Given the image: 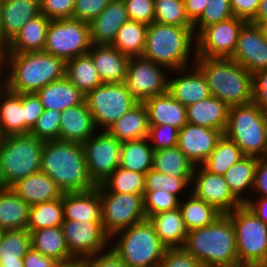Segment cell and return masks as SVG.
Returning <instances> with one entry per match:
<instances>
[{"mask_svg": "<svg viewBox=\"0 0 267 267\" xmlns=\"http://www.w3.org/2000/svg\"><path fill=\"white\" fill-rule=\"evenodd\" d=\"M44 109L63 112L67 108L85 102V94L65 76L53 81L36 92Z\"/></svg>", "mask_w": 267, "mask_h": 267, "instance_id": "obj_29", "label": "cell"}, {"mask_svg": "<svg viewBox=\"0 0 267 267\" xmlns=\"http://www.w3.org/2000/svg\"><path fill=\"white\" fill-rule=\"evenodd\" d=\"M194 65L203 73L211 96L229 107L254 101L253 75L235 60L196 57Z\"/></svg>", "mask_w": 267, "mask_h": 267, "instance_id": "obj_4", "label": "cell"}, {"mask_svg": "<svg viewBox=\"0 0 267 267\" xmlns=\"http://www.w3.org/2000/svg\"><path fill=\"white\" fill-rule=\"evenodd\" d=\"M242 157L241 149L223 134L203 166L209 172L223 176Z\"/></svg>", "mask_w": 267, "mask_h": 267, "instance_id": "obj_45", "label": "cell"}, {"mask_svg": "<svg viewBox=\"0 0 267 267\" xmlns=\"http://www.w3.org/2000/svg\"><path fill=\"white\" fill-rule=\"evenodd\" d=\"M158 267H202L184 247L166 248Z\"/></svg>", "mask_w": 267, "mask_h": 267, "instance_id": "obj_52", "label": "cell"}, {"mask_svg": "<svg viewBox=\"0 0 267 267\" xmlns=\"http://www.w3.org/2000/svg\"><path fill=\"white\" fill-rule=\"evenodd\" d=\"M152 169L174 177L192 178L195 165L176 146L154 150Z\"/></svg>", "mask_w": 267, "mask_h": 267, "instance_id": "obj_40", "label": "cell"}, {"mask_svg": "<svg viewBox=\"0 0 267 267\" xmlns=\"http://www.w3.org/2000/svg\"><path fill=\"white\" fill-rule=\"evenodd\" d=\"M8 89L14 93H36L66 76V61L42 52L4 53Z\"/></svg>", "mask_w": 267, "mask_h": 267, "instance_id": "obj_3", "label": "cell"}, {"mask_svg": "<svg viewBox=\"0 0 267 267\" xmlns=\"http://www.w3.org/2000/svg\"><path fill=\"white\" fill-rule=\"evenodd\" d=\"M85 267H128L110 248L107 251L83 259Z\"/></svg>", "mask_w": 267, "mask_h": 267, "instance_id": "obj_57", "label": "cell"}, {"mask_svg": "<svg viewBox=\"0 0 267 267\" xmlns=\"http://www.w3.org/2000/svg\"><path fill=\"white\" fill-rule=\"evenodd\" d=\"M41 13L50 20L73 18L75 0H40Z\"/></svg>", "mask_w": 267, "mask_h": 267, "instance_id": "obj_55", "label": "cell"}, {"mask_svg": "<svg viewBox=\"0 0 267 267\" xmlns=\"http://www.w3.org/2000/svg\"><path fill=\"white\" fill-rule=\"evenodd\" d=\"M91 56L102 83H123L126 78L130 57L111 45H93Z\"/></svg>", "mask_w": 267, "mask_h": 267, "instance_id": "obj_24", "label": "cell"}, {"mask_svg": "<svg viewBox=\"0 0 267 267\" xmlns=\"http://www.w3.org/2000/svg\"><path fill=\"white\" fill-rule=\"evenodd\" d=\"M61 228L74 259H86L109 248L110 238L103 230L102 221L64 220Z\"/></svg>", "mask_w": 267, "mask_h": 267, "instance_id": "obj_15", "label": "cell"}, {"mask_svg": "<svg viewBox=\"0 0 267 267\" xmlns=\"http://www.w3.org/2000/svg\"><path fill=\"white\" fill-rule=\"evenodd\" d=\"M93 116L86 102L61 112L59 140L81 143L96 133Z\"/></svg>", "mask_w": 267, "mask_h": 267, "instance_id": "obj_23", "label": "cell"}, {"mask_svg": "<svg viewBox=\"0 0 267 267\" xmlns=\"http://www.w3.org/2000/svg\"><path fill=\"white\" fill-rule=\"evenodd\" d=\"M142 56L168 68L170 72L194 65L197 55L193 27L152 22L147 28Z\"/></svg>", "mask_w": 267, "mask_h": 267, "instance_id": "obj_2", "label": "cell"}, {"mask_svg": "<svg viewBox=\"0 0 267 267\" xmlns=\"http://www.w3.org/2000/svg\"><path fill=\"white\" fill-rule=\"evenodd\" d=\"M131 21L150 25L154 22L155 0H123Z\"/></svg>", "mask_w": 267, "mask_h": 267, "instance_id": "obj_53", "label": "cell"}, {"mask_svg": "<svg viewBox=\"0 0 267 267\" xmlns=\"http://www.w3.org/2000/svg\"><path fill=\"white\" fill-rule=\"evenodd\" d=\"M154 22L193 27V23L186 15L183 0H155Z\"/></svg>", "mask_w": 267, "mask_h": 267, "instance_id": "obj_47", "label": "cell"}, {"mask_svg": "<svg viewBox=\"0 0 267 267\" xmlns=\"http://www.w3.org/2000/svg\"><path fill=\"white\" fill-rule=\"evenodd\" d=\"M178 135L179 129L171 127L168 124L149 125L147 138L153 150H159L178 146Z\"/></svg>", "mask_w": 267, "mask_h": 267, "instance_id": "obj_51", "label": "cell"}, {"mask_svg": "<svg viewBox=\"0 0 267 267\" xmlns=\"http://www.w3.org/2000/svg\"><path fill=\"white\" fill-rule=\"evenodd\" d=\"M235 230L239 264L267 265V225L246 204L227 213Z\"/></svg>", "mask_w": 267, "mask_h": 267, "instance_id": "obj_9", "label": "cell"}, {"mask_svg": "<svg viewBox=\"0 0 267 267\" xmlns=\"http://www.w3.org/2000/svg\"><path fill=\"white\" fill-rule=\"evenodd\" d=\"M44 141L31 134L0 138V187L10 188L17 181L41 170Z\"/></svg>", "mask_w": 267, "mask_h": 267, "instance_id": "obj_6", "label": "cell"}, {"mask_svg": "<svg viewBox=\"0 0 267 267\" xmlns=\"http://www.w3.org/2000/svg\"><path fill=\"white\" fill-rule=\"evenodd\" d=\"M188 19L194 23L203 13L208 0H183Z\"/></svg>", "mask_w": 267, "mask_h": 267, "instance_id": "obj_62", "label": "cell"}, {"mask_svg": "<svg viewBox=\"0 0 267 267\" xmlns=\"http://www.w3.org/2000/svg\"><path fill=\"white\" fill-rule=\"evenodd\" d=\"M44 108L36 93H24V134H29Z\"/></svg>", "mask_w": 267, "mask_h": 267, "instance_id": "obj_56", "label": "cell"}, {"mask_svg": "<svg viewBox=\"0 0 267 267\" xmlns=\"http://www.w3.org/2000/svg\"><path fill=\"white\" fill-rule=\"evenodd\" d=\"M114 239L109 248L128 267H158L166 250L147 218L114 234L110 242Z\"/></svg>", "mask_w": 267, "mask_h": 267, "instance_id": "obj_7", "label": "cell"}, {"mask_svg": "<svg viewBox=\"0 0 267 267\" xmlns=\"http://www.w3.org/2000/svg\"><path fill=\"white\" fill-rule=\"evenodd\" d=\"M184 248L202 267L239 264L235 230L231 218L222 214L212 224L188 231Z\"/></svg>", "mask_w": 267, "mask_h": 267, "instance_id": "obj_5", "label": "cell"}, {"mask_svg": "<svg viewBox=\"0 0 267 267\" xmlns=\"http://www.w3.org/2000/svg\"><path fill=\"white\" fill-rule=\"evenodd\" d=\"M66 77L83 94L97 88L102 81L89 54L66 61Z\"/></svg>", "mask_w": 267, "mask_h": 267, "instance_id": "obj_41", "label": "cell"}, {"mask_svg": "<svg viewBox=\"0 0 267 267\" xmlns=\"http://www.w3.org/2000/svg\"><path fill=\"white\" fill-rule=\"evenodd\" d=\"M143 104L148 112L149 125L168 124L180 130L187 123L186 106L169 92L150 97Z\"/></svg>", "mask_w": 267, "mask_h": 267, "instance_id": "obj_25", "label": "cell"}, {"mask_svg": "<svg viewBox=\"0 0 267 267\" xmlns=\"http://www.w3.org/2000/svg\"><path fill=\"white\" fill-rule=\"evenodd\" d=\"M10 188L29 206L60 198L63 194L56 183L42 171L17 181Z\"/></svg>", "mask_w": 267, "mask_h": 267, "instance_id": "obj_27", "label": "cell"}, {"mask_svg": "<svg viewBox=\"0 0 267 267\" xmlns=\"http://www.w3.org/2000/svg\"><path fill=\"white\" fill-rule=\"evenodd\" d=\"M154 150L147 137L121 143L119 167L146 174L152 169Z\"/></svg>", "mask_w": 267, "mask_h": 267, "instance_id": "obj_38", "label": "cell"}, {"mask_svg": "<svg viewBox=\"0 0 267 267\" xmlns=\"http://www.w3.org/2000/svg\"><path fill=\"white\" fill-rule=\"evenodd\" d=\"M254 103L267 114V68L253 75Z\"/></svg>", "mask_w": 267, "mask_h": 267, "instance_id": "obj_58", "label": "cell"}, {"mask_svg": "<svg viewBox=\"0 0 267 267\" xmlns=\"http://www.w3.org/2000/svg\"><path fill=\"white\" fill-rule=\"evenodd\" d=\"M61 112L44 109L29 134L44 142L59 140Z\"/></svg>", "mask_w": 267, "mask_h": 267, "instance_id": "obj_49", "label": "cell"}, {"mask_svg": "<svg viewBox=\"0 0 267 267\" xmlns=\"http://www.w3.org/2000/svg\"><path fill=\"white\" fill-rule=\"evenodd\" d=\"M230 0H208L202 15L193 23L197 35L204 27L233 17Z\"/></svg>", "mask_w": 267, "mask_h": 267, "instance_id": "obj_48", "label": "cell"}, {"mask_svg": "<svg viewBox=\"0 0 267 267\" xmlns=\"http://www.w3.org/2000/svg\"><path fill=\"white\" fill-rule=\"evenodd\" d=\"M6 49H7V44L3 41L2 33H1V30H0V57H3L4 52L6 51Z\"/></svg>", "mask_w": 267, "mask_h": 267, "instance_id": "obj_67", "label": "cell"}, {"mask_svg": "<svg viewBox=\"0 0 267 267\" xmlns=\"http://www.w3.org/2000/svg\"><path fill=\"white\" fill-rule=\"evenodd\" d=\"M146 174L117 167L101 184L99 192H118L144 195Z\"/></svg>", "mask_w": 267, "mask_h": 267, "instance_id": "obj_43", "label": "cell"}, {"mask_svg": "<svg viewBox=\"0 0 267 267\" xmlns=\"http://www.w3.org/2000/svg\"><path fill=\"white\" fill-rule=\"evenodd\" d=\"M148 220L166 248L184 247L188 230L179 207L151 215Z\"/></svg>", "mask_w": 267, "mask_h": 267, "instance_id": "obj_31", "label": "cell"}, {"mask_svg": "<svg viewBox=\"0 0 267 267\" xmlns=\"http://www.w3.org/2000/svg\"><path fill=\"white\" fill-rule=\"evenodd\" d=\"M187 191L188 198L181 199L179 208L188 231L210 225L222 215L214 206L197 198L191 190Z\"/></svg>", "mask_w": 267, "mask_h": 267, "instance_id": "obj_39", "label": "cell"}, {"mask_svg": "<svg viewBox=\"0 0 267 267\" xmlns=\"http://www.w3.org/2000/svg\"><path fill=\"white\" fill-rule=\"evenodd\" d=\"M252 192L257 197H267V157L258 159Z\"/></svg>", "mask_w": 267, "mask_h": 267, "instance_id": "obj_60", "label": "cell"}, {"mask_svg": "<svg viewBox=\"0 0 267 267\" xmlns=\"http://www.w3.org/2000/svg\"><path fill=\"white\" fill-rule=\"evenodd\" d=\"M58 264L55 259L43 255L33 247L23 257V267H56Z\"/></svg>", "mask_w": 267, "mask_h": 267, "instance_id": "obj_61", "label": "cell"}, {"mask_svg": "<svg viewBox=\"0 0 267 267\" xmlns=\"http://www.w3.org/2000/svg\"><path fill=\"white\" fill-rule=\"evenodd\" d=\"M31 247L27 229L5 230L0 240V267H23V257Z\"/></svg>", "mask_w": 267, "mask_h": 267, "instance_id": "obj_37", "label": "cell"}, {"mask_svg": "<svg viewBox=\"0 0 267 267\" xmlns=\"http://www.w3.org/2000/svg\"><path fill=\"white\" fill-rule=\"evenodd\" d=\"M222 135L220 130L186 123L179 130L178 147L195 166H201Z\"/></svg>", "mask_w": 267, "mask_h": 267, "instance_id": "obj_19", "label": "cell"}, {"mask_svg": "<svg viewBox=\"0 0 267 267\" xmlns=\"http://www.w3.org/2000/svg\"><path fill=\"white\" fill-rule=\"evenodd\" d=\"M3 233H4V230L0 229V240H1V237H2Z\"/></svg>", "mask_w": 267, "mask_h": 267, "instance_id": "obj_70", "label": "cell"}, {"mask_svg": "<svg viewBox=\"0 0 267 267\" xmlns=\"http://www.w3.org/2000/svg\"><path fill=\"white\" fill-rule=\"evenodd\" d=\"M190 189L197 198L211 204L222 214L242 205L232 194L224 176L209 172L203 165L195 166Z\"/></svg>", "mask_w": 267, "mask_h": 267, "instance_id": "obj_17", "label": "cell"}, {"mask_svg": "<svg viewBox=\"0 0 267 267\" xmlns=\"http://www.w3.org/2000/svg\"><path fill=\"white\" fill-rule=\"evenodd\" d=\"M230 107L222 100L210 96L186 107L187 123L220 130L223 134L228 124Z\"/></svg>", "mask_w": 267, "mask_h": 267, "instance_id": "obj_26", "label": "cell"}, {"mask_svg": "<svg viewBox=\"0 0 267 267\" xmlns=\"http://www.w3.org/2000/svg\"><path fill=\"white\" fill-rule=\"evenodd\" d=\"M130 19L123 0H112L89 24L93 45H111L119 28Z\"/></svg>", "mask_w": 267, "mask_h": 267, "instance_id": "obj_22", "label": "cell"}, {"mask_svg": "<svg viewBox=\"0 0 267 267\" xmlns=\"http://www.w3.org/2000/svg\"><path fill=\"white\" fill-rule=\"evenodd\" d=\"M224 135L244 156L267 157V114L254 102L230 107Z\"/></svg>", "mask_w": 267, "mask_h": 267, "instance_id": "obj_8", "label": "cell"}, {"mask_svg": "<svg viewBox=\"0 0 267 267\" xmlns=\"http://www.w3.org/2000/svg\"><path fill=\"white\" fill-rule=\"evenodd\" d=\"M112 0H75L73 18L90 24Z\"/></svg>", "mask_w": 267, "mask_h": 267, "instance_id": "obj_54", "label": "cell"}, {"mask_svg": "<svg viewBox=\"0 0 267 267\" xmlns=\"http://www.w3.org/2000/svg\"><path fill=\"white\" fill-rule=\"evenodd\" d=\"M64 222L62 197L30 206L26 229L32 231L48 227H61Z\"/></svg>", "mask_w": 267, "mask_h": 267, "instance_id": "obj_44", "label": "cell"}, {"mask_svg": "<svg viewBox=\"0 0 267 267\" xmlns=\"http://www.w3.org/2000/svg\"><path fill=\"white\" fill-rule=\"evenodd\" d=\"M64 220L102 221L99 191L63 192Z\"/></svg>", "mask_w": 267, "mask_h": 267, "instance_id": "obj_28", "label": "cell"}, {"mask_svg": "<svg viewBox=\"0 0 267 267\" xmlns=\"http://www.w3.org/2000/svg\"><path fill=\"white\" fill-rule=\"evenodd\" d=\"M5 67H7L6 63L4 59L0 57V98L8 90V72H4L6 69Z\"/></svg>", "mask_w": 267, "mask_h": 267, "instance_id": "obj_65", "label": "cell"}, {"mask_svg": "<svg viewBox=\"0 0 267 267\" xmlns=\"http://www.w3.org/2000/svg\"><path fill=\"white\" fill-rule=\"evenodd\" d=\"M245 23L244 19L233 16L204 27L196 35L197 57L230 58Z\"/></svg>", "mask_w": 267, "mask_h": 267, "instance_id": "obj_16", "label": "cell"}, {"mask_svg": "<svg viewBox=\"0 0 267 267\" xmlns=\"http://www.w3.org/2000/svg\"><path fill=\"white\" fill-rule=\"evenodd\" d=\"M97 131L82 144L92 181L101 184L120 164L121 142L107 131Z\"/></svg>", "mask_w": 267, "mask_h": 267, "instance_id": "obj_14", "label": "cell"}, {"mask_svg": "<svg viewBox=\"0 0 267 267\" xmlns=\"http://www.w3.org/2000/svg\"><path fill=\"white\" fill-rule=\"evenodd\" d=\"M259 158L244 156L233 164L223 175L232 194L245 204L251 197H246L247 193L252 192L255 180V171Z\"/></svg>", "mask_w": 267, "mask_h": 267, "instance_id": "obj_36", "label": "cell"}, {"mask_svg": "<svg viewBox=\"0 0 267 267\" xmlns=\"http://www.w3.org/2000/svg\"><path fill=\"white\" fill-rule=\"evenodd\" d=\"M191 183L192 178L174 177L151 169L146 173L144 191H166L182 199L181 197L183 196H180V194L184 193V191L186 193V189L191 187Z\"/></svg>", "mask_w": 267, "mask_h": 267, "instance_id": "obj_46", "label": "cell"}, {"mask_svg": "<svg viewBox=\"0 0 267 267\" xmlns=\"http://www.w3.org/2000/svg\"><path fill=\"white\" fill-rule=\"evenodd\" d=\"M261 29H262V31L264 33L265 39L267 40V25H262Z\"/></svg>", "mask_w": 267, "mask_h": 267, "instance_id": "obj_69", "label": "cell"}, {"mask_svg": "<svg viewBox=\"0 0 267 267\" xmlns=\"http://www.w3.org/2000/svg\"><path fill=\"white\" fill-rule=\"evenodd\" d=\"M24 134V93L9 89L0 98V138Z\"/></svg>", "mask_w": 267, "mask_h": 267, "instance_id": "obj_34", "label": "cell"}, {"mask_svg": "<svg viewBox=\"0 0 267 267\" xmlns=\"http://www.w3.org/2000/svg\"><path fill=\"white\" fill-rule=\"evenodd\" d=\"M40 171L47 174L62 192H85L97 187L89 176L81 143L46 141Z\"/></svg>", "mask_w": 267, "mask_h": 267, "instance_id": "obj_1", "label": "cell"}, {"mask_svg": "<svg viewBox=\"0 0 267 267\" xmlns=\"http://www.w3.org/2000/svg\"><path fill=\"white\" fill-rule=\"evenodd\" d=\"M167 71L170 70L143 56L131 57L124 83L130 95L143 103L150 97L168 92Z\"/></svg>", "mask_w": 267, "mask_h": 267, "instance_id": "obj_13", "label": "cell"}, {"mask_svg": "<svg viewBox=\"0 0 267 267\" xmlns=\"http://www.w3.org/2000/svg\"><path fill=\"white\" fill-rule=\"evenodd\" d=\"M99 195L102 227L109 238L146 219L141 194L99 192Z\"/></svg>", "mask_w": 267, "mask_h": 267, "instance_id": "obj_12", "label": "cell"}, {"mask_svg": "<svg viewBox=\"0 0 267 267\" xmlns=\"http://www.w3.org/2000/svg\"><path fill=\"white\" fill-rule=\"evenodd\" d=\"M254 75L267 68V40L261 26L246 22L240 29L230 57Z\"/></svg>", "mask_w": 267, "mask_h": 267, "instance_id": "obj_18", "label": "cell"}, {"mask_svg": "<svg viewBox=\"0 0 267 267\" xmlns=\"http://www.w3.org/2000/svg\"><path fill=\"white\" fill-rule=\"evenodd\" d=\"M250 23L258 26L267 25V0H260L258 11Z\"/></svg>", "mask_w": 267, "mask_h": 267, "instance_id": "obj_64", "label": "cell"}, {"mask_svg": "<svg viewBox=\"0 0 267 267\" xmlns=\"http://www.w3.org/2000/svg\"><path fill=\"white\" fill-rule=\"evenodd\" d=\"M172 72L177 76L168 77V92L183 106L188 107L211 96L203 73L195 65Z\"/></svg>", "mask_w": 267, "mask_h": 267, "instance_id": "obj_20", "label": "cell"}, {"mask_svg": "<svg viewBox=\"0 0 267 267\" xmlns=\"http://www.w3.org/2000/svg\"><path fill=\"white\" fill-rule=\"evenodd\" d=\"M83 259H74L66 263H59L56 267H83Z\"/></svg>", "mask_w": 267, "mask_h": 267, "instance_id": "obj_66", "label": "cell"}, {"mask_svg": "<svg viewBox=\"0 0 267 267\" xmlns=\"http://www.w3.org/2000/svg\"><path fill=\"white\" fill-rule=\"evenodd\" d=\"M227 267H257V266L248 265V264H237L234 266H227Z\"/></svg>", "mask_w": 267, "mask_h": 267, "instance_id": "obj_68", "label": "cell"}, {"mask_svg": "<svg viewBox=\"0 0 267 267\" xmlns=\"http://www.w3.org/2000/svg\"><path fill=\"white\" fill-rule=\"evenodd\" d=\"M31 244L34 249L59 263L74 260L66 244L61 227H48L31 232Z\"/></svg>", "mask_w": 267, "mask_h": 267, "instance_id": "obj_35", "label": "cell"}, {"mask_svg": "<svg viewBox=\"0 0 267 267\" xmlns=\"http://www.w3.org/2000/svg\"><path fill=\"white\" fill-rule=\"evenodd\" d=\"M85 102L97 131H107L139 103L130 95L124 82L100 84L85 95Z\"/></svg>", "mask_w": 267, "mask_h": 267, "instance_id": "obj_10", "label": "cell"}, {"mask_svg": "<svg viewBox=\"0 0 267 267\" xmlns=\"http://www.w3.org/2000/svg\"><path fill=\"white\" fill-rule=\"evenodd\" d=\"M121 143L148 137V112L143 103H138L129 112L120 117L107 130Z\"/></svg>", "mask_w": 267, "mask_h": 267, "instance_id": "obj_32", "label": "cell"}, {"mask_svg": "<svg viewBox=\"0 0 267 267\" xmlns=\"http://www.w3.org/2000/svg\"><path fill=\"white\" fill-rule=\"evenodd\" d=\"M147 28L144 23L129 20L119 28L111 46L130 58L142 56Z\"/></svg>", "mask_w": 267, "mask_h": 267, "instance_id": "obj_42", "label": "cell"}, {"mask_svg": "<svg viewBox=\"0 0 267 267\" xmlns=\"http://www.w3.org/2000/svg\"><path fill=\"white\" fill-rule=\"evenodd\" d=\"M50 19L40 13L25 23L4 53L42 52Z\"/></svg>", "mask_w": 267, "mask_h": 267, "instance_id": "obj_30", "label": "cell"}, {"mask_svg": "<svg viewBox=\"0 0 267 267\" xmlns=\"http://www.w3.org/2000/svg\"><path fill=\"white\" fill-rule=\"evenodd\" d=\"M30 206L11 188L0 187V229H26Z\"/></svg>", "mask_w": 267, "mask_h": 267, "instance_id": "obj_33", "label": "cell"}, {"mask_svg": "<svg viewBox=\"0 0 267 267\" xmlns=\"http://www.w3.org/2000/svg\"><path fill=\"white\" fill-rule=\"evenodd\" d=\"M181 199L168 192L144 191L143 209L146 218L156 213L177 209Z\"/></svg>", "mask_w": 267, "mask_h": 267, "instance_id": "obj_50", "label": "cell"}, {"mask_svg": "<svg viewBox=\"0 0 267 267\" xmlns=\"http://www.w3.org/2000/svg\"><path fill=\"white\" fill-rule=\"evenodd\" d=\"M245 204L267 225V197H258L256 201L252 197Z\"/></svg>", "mask_w": 267, "mask_h": 267, "instance_id": "obj_63", "label": "cell"}, {"mask_svg": "<svg viewBox=\"0 0 267 267\" xmlns=\"http://www.w3.org/2000/svg\"><path fill=\"white\" fill-rule=\"evenodd\" d=\"M41 13L40 0H5L0 4V30L8 45L25 23Z\"/></svg>", "mask_w": 267, "mask_h": 267, "instance_id": "obj_21", "label": "cell"}, {"mask_svg": "<svg viewBox=\"0 0 267 267\" xmlns=\"http://www.w3.org/2000/svg\"><path fill=\"white\" fill-rule=\"evenodd\" d=\"M260 0H230L232 13L235 17L250 22L256 15Z\"/></svg>", "mask_w": 267, "mask_h": 267, "instance_id": "obj_59", "label": "cell"}, {"mask_svg": "<svg viewBox=\"0 0 267 267\" xmlns=\"http://www.w3.org/2000/svg\"><path fill=\"white\" fill-rule=\"evenodd\" d=\"M88 23L74 18L50 20L44 52L67 61L91 49Z\"/></svg>", "mask_w": 267, "mask_h": 267, "instance_id": "obj_11", "label": "cell"}]
</instances>
